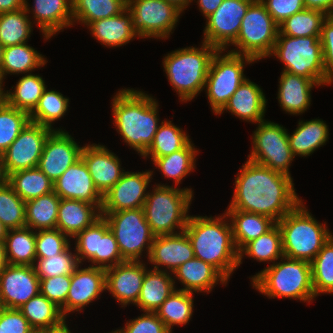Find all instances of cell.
Returning a JSON list of instances; mask_svg holds the SVG:
<instances>
[{"label": "cell", "mask_w": 333, "mask_h": 333, "mask_svg": "<svg viewBox=\"0 0 333 333\" xmlns=\"http://www.w3.org/2000/svg\"><path fill=\"white\" fill-rule=\"evenodd\" d=\"M194 257L191 242L183 231L178 234L155 236L148 261L154 264V270L166 267L167 272L169 270L173 273L181 264Z\"/></svg>", "instance_id": "obj_24"}, {"label": "cell", "mask_w": 333, "mask_h": 333, "mask_svg": "<svg viewBox=\"0 0 333 333\" xmlns=\"http://www.w3.org/2000/svg\"><path fill=\"white\" fill-rule=\"evenodd\" d=\"M315 297L333 293V235L311 262Z\"/></svg>", "instance_id": "obj_48"}, {"label": "cell", "mask_w": 333, "mask_h": 333, "mask_svg": "<svg viewBox=\"0 0 333 333\" xmlns=\"http://www.w3.org/2000/svg\"><path fill=\"white\" fill-rule=\"evenodd\" d=\"M253 1L224 0L217 10L206 18L203 42L225 51L237 39L242 19Z\"/></svg>", "instance_id": "obj_16"}, {"label": "cell", "mask_w": 333, "mask_h": 333, "mask_svg": "<svg viewBox=\"0 0 333 333\" xmlns=\"http://www.w3.org/2000/svg\"><path fill=\"white\" fill-rule=\"evenodd\" d=\"M100 217L101 211L93 204L61 198L56 228L69 238H74Z\"/></svg>", "instance_id": "obj_29"}, {"label": "cell", "mask_w": 333, "mask_h": 333, "mask_svg": "<svg viewBox=\"0 0 333 333\" xmlns=\"http://www.w3.org/2000/svg\"><path fill=\"white\" fill-rule=\"evenodd\" d=\"M4 305H3V302L1 301L0 299V314L2 313V311L4 310Z\"/></svg>", "instance_id": "obj_69"}, {"label": "cell", "mask_w": 333, "mask_h": 333, "mask_svg": "<svg viewBox=\"0 0 333 333\" xmlns=\"http://www.w3.org/2000/svg\"><path fill=\"white\" fill-rule=\"evenodd\" d=\"M165 270L148 269L142 282L137 307L144 312H155L176 289L173 277Z\"/></svg>", "instance_id": "obj_31"}, {"label": "cell", "mask_w": 333, "mask_h": 333, "mask_svg": "<svg viewBox=\"0 0 333 333\" xmlns=\"http://www.w3.org/2000/svg\"><path fill=\"white\" fill-rule=\"evenodd\" d=\"M53 189L60 198L85 201L101 211L103 195L97 190L82 158L53 183Z\"/></svg>", "instance_id": "obj_22"}, {"label": "cell", "mask_w": 333, "mask_h": 333, "mask_svg": "<svg viewBox=\"0 0 333 333\" xmlns=\"http://www.w3.org/2000/svg\"><path fill=\"white\" fill-rule=\"evenodd\" d=\"M106 272L104 268L90 266L76 268L71 274V284L66 303L60 308L64 317L71 312H82L103 291H106Z\"/></svg>", "instance_id": "obj_20"}, {"label": "cell", "mask_w": 333, "mask_h": 333, "mask_svg": "<svg viewBox=\"0 0 333 333\" xmlns=\"http://www.w3.org/2000/svg\"><path fill=\"white\" fill-rule=\"evenodd\" d=\"M223 1L224 0H197L196 2H198L200 12L207 18L217 10Z\"/></svg>", "instance_id": "obj_59"}, {"label": "cell", "mask_w": 333, "mask_h": 333, "mask_svg": "<svg viewBox=\"0 0 333 333\" xmlns=\"http://www.w3.org/2000/svg\"><path fill=\"white\" fill-rule=\"evenodd\" d=\"M152 175L153 171L150 170L125 171L115 185L103 195L101 212L143 208Z\"/></svg>", "instance_id": "obj_17"}, {"label": "cell", "mask_w": 333, "mask_h": 333, "mask_svg": "<svg viewBox=\"0 0 333 333\" xmlns=\"http://www.w3.org/2000/svg\"><path fill=\"white\" fill-rule=\"evenodd\" d=\"M239 171L227 209L261 214L277 223L302 201L292 177L248 159Z\"/></svg>", "instance_id": "obj_1"}, {"label": "cell", "mask_w": 333, "mask_h": 333, "mask_svg": "<svg viewBox=\"0 0 333 333\" xmlns=\"http://www.w3.org/2000/svg\"><path fill=\"white\" fill-rule=\"evenodd\" d=\"M8 266L5 241H0V273Z\"/></svg>", "instance_id": "obj_62"}, {"label": "cell", "mask_w": 333, "mask_h": 333, "mask_svg": "<svg viewBox=\"0 0 333 333\" xmlns=\"http://www.w3.org/2000/svg\"><path fill=\"white\" fill-rule=\"evenodd\" d=\"M147 268L143 261H125L105 269L106 290L121 307L137 303Z\"/></svg>", "instance_id": "obj_21"}, {"label": "cell", "mask_w": 333, "mask_h": 333, "mask_svg": "<svg viewBox=\"0 0 333 333\" xmlns=\"http://www.w3.org/2000/svg\"><path fill=\"white\" fill-rule=\"evenodd\" d=\"M111 103L117 132L128 146L143 156L159 127L156 99L140 90L122 88Z\"/></svg>", "instance_id": "obj_2"}, {"label": "cell", "mask_w": 333, "mask_h": 333, "mask_svg": "<svg viewBox=\"0 0 333 333\" xmlns=\"http://www.w3.org/2000/svg\"><path fill=\"white\" fill-rule=\"evenodd\" d=\"M53 129L29 122L2 153L7 177L16 171L38 167L45 141Z\"/></svg>", "instance_id": "obj_15"}, {"label": "cell", "mask_w": 333, "mask_h": 333, "mask_svg": "<svg viewBox=\"0 0 333 333\" xmlns=\"http://www.w3.org/2000/svg\"><path fill=\"white\" fill-rule=\"evenodd\" d=\"M3 45L0 43V79H1V67H2V57H3Z\"/></svg>", "instance_id": "obj_68"}, {"label": "cell", "mask_w": 333, "mask_h": 333, "mask_svg": "<svg viewBox=\"0 0 333 333\" xmlns=\"http://www.w3.org/2000/svg\"><path fill=\"white\" fill-rule=\"evenodd\" d=\"M271 55L284 64L285 72L325 86L333 82L325 71L320 37L277 35Z\"/></svg>", "instance_id": "obj_8"}, {"label": "cell", "mask_w": 333, "mask_h": 333, "mask_svg": "<svg viewBox=\"0 0 333 333\" xmlns=\"http://www.w3.org/2000/svg\"><path fill=\"white\" fill-rule=\"evenodd\" d=\"M18 309L32 328L46 329L64 318L60 307L40 293Z\"/></svg>", "instance_id": "obj_46"}, {"label": "cell", "mask_w": 333, "mask_h": 333, "mask_svg": "<svg viewBox=\"0 0 333 333\" xmlns=\"http://www.w3.org/2000/svg\"><path fill=\"white\" fill-rule=\"evenodd\" d=\"M193 293L175 289L155 311L172 333L174 325H186L193 315Z\"/></svg>", "instance_id": "obj_41"}, {"label": "cell", "mask_w": 333, "mask_h": 333, "mask_svg": "<svg viewBox=\"0 0 333 333\" xmlns=\"http://www.w3.org/2000/svg\"><path fill=\"white\" fill-rule=\"evenodd\" d=\"M36 231L29 227L8 229L5 237L8 264L34 266L36 261Z\"/></svg>", "instance_id": "obj_35"}, {"label": "cell", "mask_w": 333, "mask_h": 333, "mask_svg": "<svg viewBox=\"0 0 333 333\" xmlns=\"http://www.w3.org/2000/svg\"><path fill=\"white\" fill-rule=\"evenodd\" d=\"M30 122L28 112L0 103V151L3 153Z\"/></svg>", "instance_id": "obj_49"}, {"label": "cell", "mask_w": 333, "mask_h": 333, "mask_svg": "<svg viewBox=\"0 0 333 333\" xmlns=\"http://www.w3.org/2000/svg\"><path fill=\"white\" fill-rule=\"evenodd\" d=\"M193 145L190 141L183 149L158 157L153 161V164L163 173L164 177L173 179L175 186L180 184L183 178L196 168V155L199 150H196Z\"/></svg>", "instance_id": "obj_42"}, {"label": "cell", "mask_w": 333, "mask_h": 333, "mask_svg": "<svg viewBox=\"0 0 333 333\" xmlns=\"http://www.w3.org/2000/svg\"><path fill=\"white\" fill-rule=\"evenodd\" d=\"M126 8L127 0H72L73 24L88 26L96 20L119 15Z\"/></svg>", "instance_id": "obj_43"}, {"label": "cell", "mask_w": 333, "mask_h": 333, "mask_svg": "<svg viewBox=\"0 0 333 333\" xmlns=\"http://www.w3.org/2000/svg\"><path fill=\"white\" fill-rule=\"evenodd\" d=\"M217 51L216 47L202 41L200 48H181L165 56L162 65L180 101H191L205 89L210 64Z\"/></svg>", "instance_id": "obj_5"}, {"label": "cell", "mask_w": 333, "mask_h": 333, "mask_svg": "<svg viewBox=\"0 0 333 333\" xmlns=\"http://www.w3.org/2000/svg\"><path fill=\"white\" fill-rule=\"evenodd\" d=\"M75 252L80 264L86 259L94 267L107 269L125 262L108 223L103 216L74 238Z\"/></svg>", "instance_id": "obj_14"}, {"label": "cell", "mask_w": 333, "mask_h": 333, "mask_svg": "<svg viewBox=\"0 0 333 333\" xmlns=\"http://www.w3.org/2000/svg\"><path fill=\"white\" fill-rule=\"evenodd\" d=\"M305 9H316L326 15H333V0H303Z\"/></svg>", "instance_id": "obj_58"}, {"label": "cell", "mask_w": 333, "mask_h": 333, "mask_svg": "<svg viewBox=\"0 0 333 333\" xmlns=\"http://www.w3.org/2000/svg\"><path fill=\"white\" fill-rule=\"evenodd\" d=\"M150 191L143 210L153 234L159 236L183 232L190 216L187 213L194 196L192 189L157 184Z\"/></svg>", "instance_id": "obj_7"}, {"label": "cell", "mask_w": 333, "mask_h": 333, "mask_svg": "<svg viewBox=\"0 0 333 333\" xmlns=\"http://www.w3.org/2000/svg\"><path fill=\"white\" fill-rule=\"evenodd\" d=\"M29 333H48V328L46 329L33 328Z\"/></svg>", "instance_id": "obj_66"}, {"label": "cell", "mask_w": 333, "mask_h": 333, "mask_svg": "<svg viewBox=\"0 0 333 333\" xmlns=\"http://www.w3.org/2000/svg\"><path fill=\"white\" fill-rule=\"evenodd\" d=\"M273 20L280 25L286 18L305 9L303 0H260Z\"/></svg>", "instance_id": "obj_55"}, {"label": "cell", "mask_w": 333, "mask_h": 333, "mask_svg": "<svg viewBox=\"0 0 333 333\" xmlns=\"http://www.w3.org/2000/svg\"><path fill=\"white\" fill-rule=\"evenodd\" d=\"M66 318L67 317H64L58 324L50 326L48 328V333H71L66 324Z\"/></svg>", "instance_id": "obj_61"}, {"label": "cell", "mask_w": 333, "mask_h": 333, "mask_svg": "<svg viewBox=\"0 0 333 333\" xmlns=\"http://www.w3.org/2000/svg\"><path fill=\"white\" fill-rule=\"evenodd\" d=\"M65 130H53L47 137L38 168L54 183L81 158L80 147Z\"/></svg>", "instance_id": "obj_18"}, {"label": "cell", "mask_w": 333, "mask_h": 333, "mask_svg": "<svg viewBox=\"0 0 333 333\" xmlns=\"http://www.w3.org/2000/svg\"><path fill=\"white\" fill-rule=\"evenodd\" d=\"M218 50L213 56L206 78V94L214 114L224 108L239 85L247 78L245 64L256 62L253 58L231 52L222 54Z\"/></svg>", "instance_id": "obj_11"}, {"label": "cell", "mask_w": 333, "mask_h": 333, "mask_svg": "<svg viewBox=\"0 0 333 333\" xmlns=\"http://www.w3.org/2000/svg\"><path fill=\"white\" fill-rule=\"evenodd\" d=\"M285 257L311 263L333 235L326 223L318 222L301 201L277 222Z\"/></svg>", "instance_id": "obj_6"}, {"label": "cell", "mask_w": 333, "mask_h": 333, "mask_svg": "<svg viewBox=\"0 0 333 333\" xmlns=\"http://www.w3.org/2000/svg\"><path fill=\"white\" fill-rule=\"evenodd\" d=\"M0 160H2V153H1V151H0Z\"/></svg>", "instance_id": "obj_70"}, {"label": "cell", "mask_w": 333, "mask_h": 333, "mask_svg": "<svg viewBox=\"0 0 333 333\" xmlns=\"http://www.w3.org/2000/svg\"><path fill=\"white\" fill-rule=\"evenodd\" d=\"M70 284L71 275L42 278L40 279V294L61 308L66 303Z\"/></svg>", "instance_id": "obj_54"}, {"label": "cell", "mask_w": 333, "mask_h": 333, "mask_svg": "<svg viewBox=\"0 0 333 333\" xmlns=\"http://www.w3.org/2000/svg\"><path fill=\"white\" fill-rule=\"evenodd\" d=\"M25 8V0H0V13L14 12Z\"/></svg>", "instance_id": "obj_60"}, {"label": "cell", "mask_w": 333, "mask_h": 333, "mask_svg": "<svg viewBox=\"0 0 333 333\" xmlns=\"http://www.w3.org/2000/svg\"><path fill=\"white\" fill-rule=\"evenodd\" d=\"M247 255L249 258L256 259L259 262L279 261L283 257L282 234L278 224L276 223L269 231L260 237L246 243L238 251V266L242 263L243 257Z\"/></svg>", "instance_id": "obj_37"}, {"label": "cell", "mask_w": 333, "mask_h": 333, "mask_svg": "<svg viewBox=\"0 0 333 333\" xmlns=\"http://www.w3.org/2000/svg\"><path fill=\"white\" fill-rule=\"evenodd\" d=\"M227 218L226 213L214 218L190 215L184 232L191 242L195 258L212 265L229 280L238 268L239 256Z\"/></svg>", "instance_id": "obj_3"}, {"label": "cell", "mask_w": 333, "mask_h": 333, "mask_svg": "<svg viewBox=\"0 0 333 333\" xmlns=\"http://www.w3.org/2000/svg\"><path fill=\"white\" fill-rule=\"evenodd\" d=\"M278 101L286 113L303 114L311 104V90L320 83L282 71L279 78Z\"/></svg>", "instance_id": "obj_27"}, {"label": "cell", "mask_w": 333, "mask_h": 333, "mask_svg": "<svg viewBox=\"0 0 333 333\" xmlns=\"http://www.w3.org/2000/svg\"><path fill=\"white\" fill-rule=\"evenodd\" d=\"M328 15L316 9H304L286 18L279 25L278 35L320 37L322 24Z\"/></svg>", "instance_id": "obj_45"}, {"label": "cell", "mask_w": 333, "mask_h": 333, "mask_svg": "<svg viewBox=\"0 0 333 333\" xmlns=\"http://www.w3.org/2000/svg\"><path fill=\"white\" fill-rule=\"evenodd\" d=\"M33 328L16 308H4L0 314V333H29Z\"/></svg>", "instance_id": "obj_56"}, {"label": "cell", "mask_w": 333, "mask_h": 333, "mask_svg": "<svg viewBox=\"0 0 333 333\" xmlns=\"http://www.w3.org/2000/svg\"><path fill=\"white\" fill-rule=\"evenodd\" d=\"M61 198L52 191L25 202L26 227L35 231L54 229Z\"/></svg>", "instance_id": "obj_36"}, {"label": "cell", "mask_w": 333, "mask_h": 333, "mask_svg": "<svg viewBox=\"0 0 333 333\" xmlns=\"http://www.w3.org/2000/svg\"><path fill=\"white\" fill-rule=\"evenodd\" d=\"M70 238L57 228L36 231V258L58 255L70 245Z\"/></svg>", "instance_id": "obj_52"}, {"label": "cell", "mask_w": 333, "mask_h": 333, "mask_svg": "<svg viewBox=\"0 0 333 333\" xmlns=\"http://www.w3.org/2000/svg\"><path fill=\"white\" fill-rule=\"evenodd\" d=\"M7 175L4 170V165L2 160H0V186L4 185L7 182Z\"/></svg>", "instance_id": "obj_64"}, {"label": "cell", "mask_w": 333, "mask_h": 333, "mask_svg": "<svg viewBox=\"0 0 333 333\" xmlns=\"http://www.w3.org/2000/svg\"><path fill=\"white\" fill-rule=\"evenodd\" d=\"M101 216L107 221L125 261H141L143 251L149 258L155 235L146 221L143 208L101 212Z\"/></svg>", "instance_id": "obj_10"}, {"label": "cell", "mask_w": 333, "mask_h": 333, "mask_svg": "<svg viewBox=\"0 0 333 333\" xmlns=\"http://www.w3.org/2000/svg\"><path fill=\"white\" fill-rule=\"evenodd\" d=\"M33 4L32 17L44 39L73 25L72 0H34Z\"/></svg>", "instance_id": "obj_28"}, {"label": "cell", "mask_w": 333, "mask_h": 333, "mask_svg": "<svg viewBox=\"0 0 333 333\" xmlns=\"http://www.w3.org/2000/svg\"><path fill=\"white\" fill-rule=\"evenodd\" d=\"M167 2L173 3L181 11H184L193 0H165Z\"/></svg>", "instance_id": "obj_63"}, {"label": "cell", "mask_w": 333, "mask_h": 333, "mask_svg": "<svg viewBox=\"0 0 333 333\" xmlns=\"http://www.w3.org/2000/svg\"><path fill=\"white\" fill-rule=\"evenodd\" d=\"M172 274H174L173 281L179 280L184 287L179 290L190 293H210L218 282L225 286L228 283L215 267L195 257L181 264Z\"/></svg>", "instance_id": "obj_26"}, {"label": "cell", "mask_w": 333, "mask_h": 333, "mask_svg": "<svg viewBox=\"0 0 333 333\" xmlns=\"http://www.w3.org/2000/svg\"><path fill=\"white\" fill-rule=\"evenodd\" d=\"M0 221L8 228H22L26 224L25 201L6 182L0 186Z\"/></svg>", "instance_id": "obj_50"}, {"label": "cell", "mask_w": 333, "mask_h": 333, "mask_svg": "<svg viewBox=\"0 0 333 333\" xmlns=\"http://www.w3.org/2000/svg\"><path fill=\"white\" fill-rule=\"evenodd\" d=\"M225 213L229 217L233 241L238 251L246 243L265 234L276 224L274 220L261 214L234 209H227Z\"/></svg>", "instance_id": "obj_32"}, {"label": "cell", "mask_w": 333, "mask_h": 333, "mask_svg": "<svg viewBox=\"0 0 333 333\" xmlns=\"http://www.w3.org/2000/svg\"><path fill=\"white\" fill-rule=\"evenodd\" d=\"M7 232H8V228L0 221V241H5Z\"/></svg>", "instance_id": "obj_65"}, {"label": "cell", "mask_w": 333, "mask_h": 333, "mask_svg": "<svg viewBox=\"0 0 333 333\" xmlns=\"http://www.w3.org/2000/svg\"><path fill=\"white\" fill-rule=\"evenodd\" d=\"M261 89L256 83L246 78L218 114L221 115L228 110L232 115L246 122L253 124L262 122L265 120L267 99Z\"/></svg>", "instance_id": "obj_25"}, {"label": "cell", "mask_w": 333, "mask_h": 333, "mask_svg": "<svg viewBox=\"0 0 333 333\" xmlns=\"http://www.w3.org/2000/svg\"><path fill=\"white\" fill-rule=\"evenodd\" d=\"M110 333H171L155 312H144L141 316L127 321L124 328Z\"/></svg>", "instance_id": "obj_53"}, {"label": "cell", "mask_w": 333, "mask_h": 333, "mask_svg": "<svg viewBox=\"0 0 333 333\" xmlns=\"http://www.w3.org/2000/svg\"><path fill=\"white\" fill-rule=\"evenodd\" d=\"M253 134L252 150L248 160L291 177L289 166L295 156L289 145L287 129L277 123L263 120L258 123Z\"/></svg>", "instance_id": "obj_12"}, {"label": "cell", "mask_w": 333, "mask_h": 333, "mask_svg": "<svg viewBox=\"0 0 333 333\" xmlns=\"http://www.w3.org/2000/svg\"><path fill=\"white\" fill-rule=\"evenodd\" d=\"M7 182L25 202L54 191L53 182L38 167L11 173Z\"/></svg>", "instance_id": "obj_39"}, {"label": "cell", "mask_w": 333, "mask_h": 333, "mask_svg": "<svg viewBox=\"0 0 333 333\" xmlns=\"http://www.w3.org/2000/svg\"><path fill=\"white\" fill-rule=\"evenodd\" d=\"M34 266L12 265L0 273V299L5 308L18 309L40 293Z\"/></svg>", "instance_id": "obj_19"}, {"label": "cell", "mask_w": 333, "mask_h": 333, "mask_svg": "<svg viewBox=\"0 0 333 333\" xmlns=\"http://www.w3.org/2000/svg\"><path fill=\"white\" fill-rule=\"evenodd\" d=\"M127 9L139 38L157 39L169 38L183 12L165 0H127Z\"/></svg>", "instance_id": "obj_13"}, {"label": "cell", "mask_w": 333, "mask_h": 333, "mask_svg": "<svg viewBox=\"0 0 333 333\" xmlns=\"http://www.w3.org/2000/svg\"><path fill=\"white\" fill-rule=\"evenodd\" d=\"M46 58L27 43L4 47L1 67V81L7 74L29 73L43 67Z\"/></svg>", "instance_id": "obj_34"}, {"label": "cell", "mask_w": 333, "mask_h": 333, "mask_svg": "<svg viewBox=\"0 0 333 333\" xmlns=\"http://www.w3.org/2000/svg\"><path fill=\"white\" fill-rule=\"evenodd\" d=\"M252 287L268 298H291L312 302L315 298L311 263L281 257L251 278Z\"/></svg>", "instance_id": "obj_4"}, {"label": "cell", "mask_w": 333, "mask_h": 333, "mask_svg": "<svg viewBox=\"0 0 333 333\" xmlns=\"http://www.w3.org/2000/svg\"><path fill=\"white\" fill-rule=\"evenodd\" d=\"M69 98L64 97L58 91L54 90H44L41 95L38 105L29 114L30 122L40 124L49 127L53 130H62L60 128H54L52 124L64 117L69 107Z\"/></svg>", "instance_id": "obj_47"}, {"label": "cell", "mask_w": 333, "mask_h": 333, "mask_svg": "<svg viewBox=\"0 0 333 333\" xmlns=\"http://www.w3.org/2000/svg\"><path fill=\"white\" fill-rule=\"evenodd\" d=\"M46 88L45 81L39 74H25L18 80L13 91L4 92V100L10 106L30 114Z\"/></svg>", "instance_id": "obj_40"}, {"label": "cell", "mask_w": 333, "mask_h": 333, "mask_svg": "<svg viewBox=\"0 0 333 333\" xmlns=\"http://www.w3.org/2000/svg\"><path fill=\"white\" fill-rule=\"evenodd\" d=\"M87 27L92 36L105 47H119L135 37L139 38L133 26L132 14L127 8L119 15L96 20Z\"/></svg>", "instance_id": "obj_30"}, {"label": "cell", "mask_w": 333, "mask_h": 333, "mask_svg": "<svg viewBox=\"0 0 333 333\" xmlns=\"http://www.w3.org/2000/svg\"><path fill=\"white\" fill-rule=\"evenodd\" d=\"M70 246L58 255L42 259L36 258L34 268L39 279L71 275L78 266H81L76 253L71 252Z\"/></svg>", "instance_id": "obj_51"}, {"label": "cell", "mask_w": 333, "mask_h": 333, "mask_svg": "<svg viewBox=\"0 0 333 333\" xmlns=\"http://www.w3.org/2000/svg\"><path fill=\"white\" fill-rule=\"evenodd\" d=\"M320 40L325 71L333 79V15L323 22Z\"/></svg>", "instance_id": "obj_57"}, {"label": "cell", "mask_w": 333, "mask_h": 333, "mask_svg": "<svg viewBox=\"0 0 333 333\" xmlns=\"http://www.w3.org/2000/svg\"><path fill=\"white\" fill-rule=\"evenodd\" d=\"M4 88H3V83H2V81H1V79H0V103L4 100V91L5 90H3Z\"/></svg>", "instance_id": "obj_67"}, {"label": "cell", "mask_w": 333, "mask_h": 333, "mask_svg": "<svg viewBox=\"0 0 333 333\" xmlns=\"http://www.w3.org/2000/svg\"><path fill=\"white\" fill-rule=\"evenodd\" d=\"M191 139L180 127L175 126L172 121L163 120L155 133L153 143L143 155V158L152 159L169 155L183 149Z\"/></svg>", "instance_id": "obj_44"}, {"label": "cell", "mask_w": 333, "mask_h": 333, "mask_svg": "<svg viewBox=\"0 0 333 333\" xmlns=\"http://www.w3.org/2000/svg\"><path fill=\"white\" fill-rule=\"evenodd\" d=\"M30 8L25 0V8L0 13V43L3 47L28 42L30 34L33 32V24L28 14L31 12Z\"/></svg>", "instance_id": "obj_38"}, {"label": "cell", "mask_w": 333, "mask_h": 333, "mask_svg": "<svg viewBox=\"0 0 333 333\" xmlns=\"http://www.w3.org/2000/svg\"><path fill=\"white\" fill-rule=\"evenodd\" d=\"M328 125L321 119L299 121L296 130L288 133L289 145L294 156L307 157L322 145L329 137Z\"/></svg>", "instance_id": "obj_33"}, {"label": "cell", "mask_w": 333, "mask_h": 333, "mask_svg": "<svg viewBox=\"0 0 333 333\" xmlns=\"http://www.w3.org/2000/svg\"><path fill=\"white\" fill-rule=\"evenodd\" d=\"M278 32L279 25L265 5L260 0H254L242 19L237 39L231 44L237 49L229 52L249 56L255 61L270 57Z\"/></svg>", "instance_id": "obj_9"}, {"label": "cell", "mask_w": 333, "mask_h": 333, "mask_svg": "<svg viewBox=\"0 0 333 333\" xmlns=\"http://www.w3.org/2000/svg\"><path fill=\"white\" fill-rule=\"evenodd\" d=\"M81 158L87 165L97 190L102 195L108 192L125 172L121 169L118 156L104 145L86 144L82 148Z\"/></svg>", "instance_id": "obj_23"}]
</instances>
